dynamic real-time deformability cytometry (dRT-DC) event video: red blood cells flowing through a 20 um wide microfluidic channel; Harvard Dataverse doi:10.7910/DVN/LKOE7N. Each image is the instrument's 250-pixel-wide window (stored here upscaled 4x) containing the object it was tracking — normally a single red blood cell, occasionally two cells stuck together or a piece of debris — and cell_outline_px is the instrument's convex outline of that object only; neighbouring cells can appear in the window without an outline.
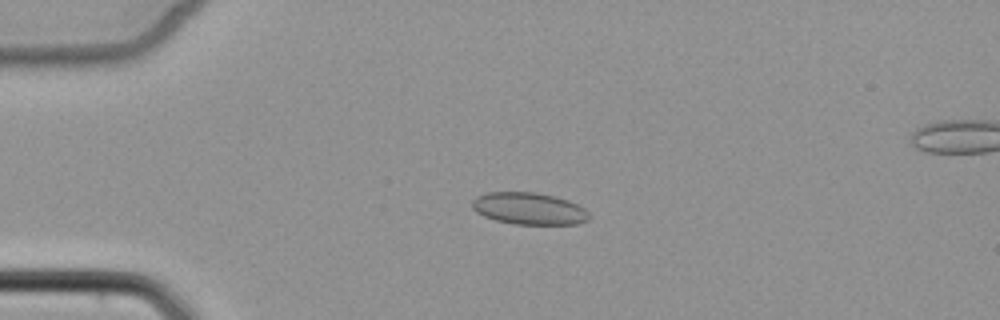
{"species": "common noctule bat (a hibernating species)", "species_latin": "Nyctalus noctula", "temperature_condition": "cold", "stored_images_in_passage": 4, "camera_frame_rate_fps": 3000, "um_per_image_px": 0.085, "animal": {"sex": "female", "body_mass_g": 22.7, "forearm_length_mm": 54.2}, "frame": {"image": 1, "passage_image": 3, "time_ms": 2.333, "image_size_px": [1000, 320], "cell_outline_px": [[588, 220], [576, 224], [516, 224], [496, 220], [484, 216], [476, 212], [472, 208], [472, 200], [476, 196], [488, 192], [536, 192], [556, 196], [568, 200], [584, 208], [588, 212]], "centroid_in_image_um": [44.94, 17.72], "position_along_channel_um": 40.1, "area_um2": 21.79}}